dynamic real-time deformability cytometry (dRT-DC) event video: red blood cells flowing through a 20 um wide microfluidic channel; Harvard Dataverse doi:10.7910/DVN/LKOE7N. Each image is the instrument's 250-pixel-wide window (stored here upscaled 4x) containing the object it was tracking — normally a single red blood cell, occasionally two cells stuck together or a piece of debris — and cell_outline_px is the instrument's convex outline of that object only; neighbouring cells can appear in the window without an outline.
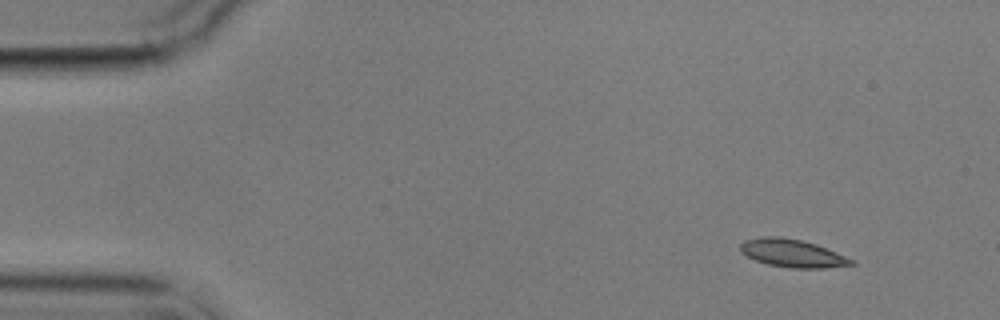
{"species": "common noctule bat (a hibernating species)", "species_latin": "Nyctalus noctula", "temperature_condition": "cold", "stored_images_in_passage": 2, "camera_frame_rate_fps": 3000, "um_per_image_px": 0.085, "animal": {"sex": "male", "body_mass_g": 17.9}, "frame": {"image": 1, "passage_image": 1, "time_ms": 0.0, "image_size_px": [1000, 320], "cell_outline_px": [[856, 264], [824, 268], [788, 268], [768, 264], [756, 260], [740, 252], [740, 244], [744, 240], [760, 236], [780, 236], [800, 240], [816, 244], [856, 260]], "centroid_in_image_um": [67.35, 21.52], "position_along_channel_um": 17.6, "area_um2": 18.15}}